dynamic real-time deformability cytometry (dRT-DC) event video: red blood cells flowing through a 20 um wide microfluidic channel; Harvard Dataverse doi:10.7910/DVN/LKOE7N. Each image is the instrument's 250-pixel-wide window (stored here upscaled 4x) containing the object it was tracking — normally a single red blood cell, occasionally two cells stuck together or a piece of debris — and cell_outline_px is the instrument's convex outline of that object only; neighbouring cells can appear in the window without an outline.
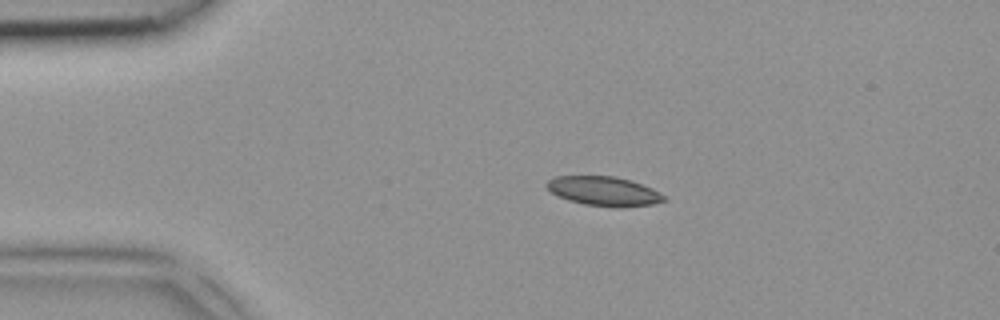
{"species": "common noctule bat (a hibernating species)", "species_latin": "Nyctalus noctula", "temperature_condition": "room temperature", "stored_images_in_passage": 3, "camera_frame_rate_fps": 3000, "um_per_image_px": 0.085, "animal": {"sex": "female", "body_mass_g": 18.4}, "frame": {"image": 1, "passage_image": 3, "time_ms": 0.667, "image_size_px": [1000, 320], "cell_outline_px": [[668, 200], [652, 204], [624, 208], [612, 208], [584, 204], [568, 200], [556, 196], [544, 184], [548, 180], [556, 176], [616, 176], [632, 180], [652, 188], [660, 192]], "centroid_in_image_um": [51.35, 16.26], "position_along_channel_um": 33.7, "area_um2": 20.4}}